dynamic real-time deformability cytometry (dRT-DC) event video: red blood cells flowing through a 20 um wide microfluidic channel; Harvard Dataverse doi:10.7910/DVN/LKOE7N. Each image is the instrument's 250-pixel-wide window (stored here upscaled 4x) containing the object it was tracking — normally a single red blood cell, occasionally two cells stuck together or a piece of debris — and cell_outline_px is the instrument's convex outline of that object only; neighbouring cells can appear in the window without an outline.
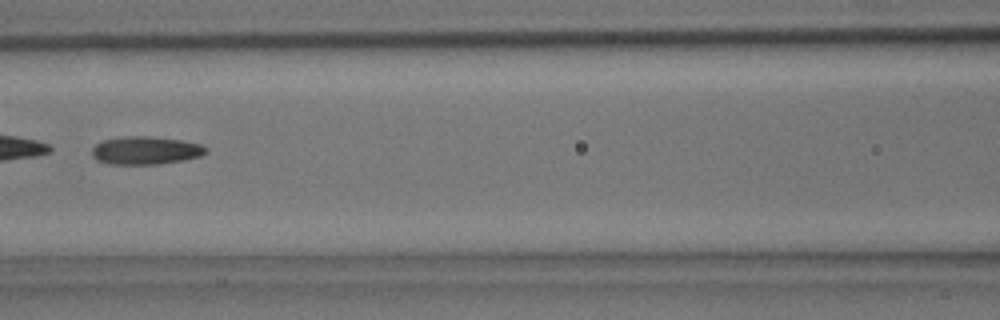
{"species": "common noctule bat (a hibernating species)", "species_latin": "Nyctalus noctula", "temperature_condition": "room temperature", "stored_images_in_passage": 44, "camera_frame_rate_fps": 3000, "um_per_image_px": 0.085, "animal": {"sex": "male", "body_mass_g": 15.6}, "frame": {"image": 1, "passage_image": 20, "time_ms": 6.333, "image_size_px": [1000, 320], "cell_outline_px": [[208, 152], [200, 156], [184, 160], [156, 164], [112, 164], [96, 160], [92, 156], [92, 148], [96, 144], [104, 140], [124, 136], [148, 136], [180, 140], [200, 144], [208, 148]], "centroid_in_image_um": [12.38, 12.79], "position_along_channel_um": 154.2, "area_um2": 18.55}}